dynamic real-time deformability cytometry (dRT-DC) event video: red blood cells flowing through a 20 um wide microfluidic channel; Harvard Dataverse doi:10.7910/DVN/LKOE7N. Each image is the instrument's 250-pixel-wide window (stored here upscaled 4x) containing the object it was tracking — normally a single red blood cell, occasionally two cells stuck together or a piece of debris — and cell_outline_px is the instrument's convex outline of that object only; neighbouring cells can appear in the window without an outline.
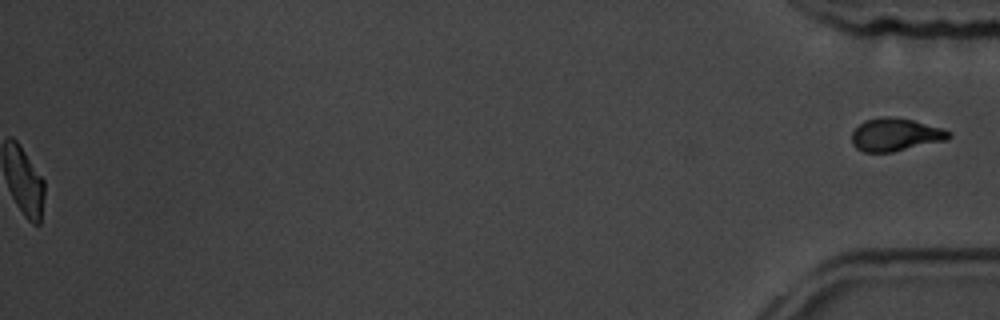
{"species": "common noctule bat (a hibernating species)", "species_latin": "Nyctalus noctula", "temperature_condition": "room temperature", "stored_images_in_passage": 59, "segment_of_instrument_passage": [2, 2], "camera_frame_rate_fps": 3000, "um_per_image_px": 0.085, "animal": {"sex": "male", "body_mass_g": 19.5, "forearm_length_mm": 54.6}, "frame": {"image": 1, "passage_image": 59, "time_ms": 19.333, "image_size_px": [1000, 320], "cell_outline_px": [[952, 136], [948, 140], [892, 152], [864, 152], [856, 148], [852, 144], [852, 132], [864, 120], [880, 116], [892, 116], [912, 120], [944, 128], [952, 132]], "centroid_in_image_um": [76.14, 11.44], "position_along_channel_um": 359.1, "area_um2": 18.84}}